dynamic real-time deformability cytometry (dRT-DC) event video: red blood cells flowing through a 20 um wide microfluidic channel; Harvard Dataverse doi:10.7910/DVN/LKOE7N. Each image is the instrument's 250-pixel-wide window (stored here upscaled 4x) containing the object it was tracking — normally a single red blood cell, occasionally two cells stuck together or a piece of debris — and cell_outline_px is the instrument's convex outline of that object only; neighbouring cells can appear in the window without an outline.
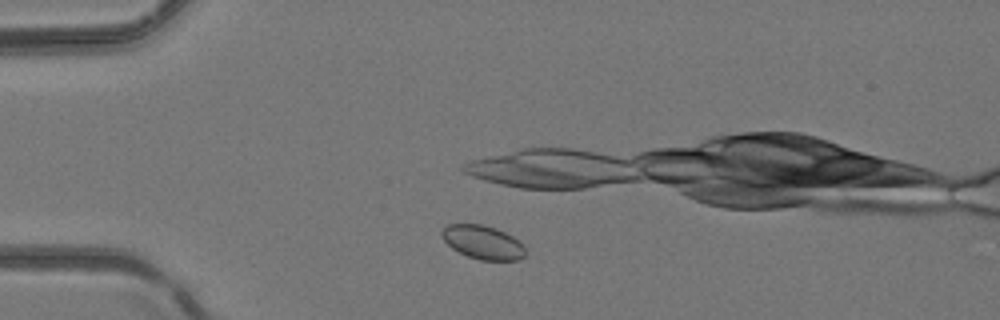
{"species": "common noctule bat (a hibernating species)", "species_latin": "Nyctalus noctula", "temperature_condition": "room temperature", "stored_images_in_passage": 4, "camera_frame_rate_fps": 3000, "um_per_image_px": 0.085, "animal": {"sex": "female", "body_mass_g": 24.6, "forearm_length_mm": 56.2}, "frame": {"image": 1, "passage_image": 4, "time_ms": 1.0, "image_size_px": [1000, 320], "cell_outline_px": [[524, 256], [520, 260], [480, 260], [468, 256], [452, 248], [444, 240], [440, 232], [448, 224], [484, 224], [496, 228], [512, 236], [524, 244]], "centroid_in_image_um": [41.05, 20.59], "position_along_channel_um": 43.9, "area_um2": 16.36}}